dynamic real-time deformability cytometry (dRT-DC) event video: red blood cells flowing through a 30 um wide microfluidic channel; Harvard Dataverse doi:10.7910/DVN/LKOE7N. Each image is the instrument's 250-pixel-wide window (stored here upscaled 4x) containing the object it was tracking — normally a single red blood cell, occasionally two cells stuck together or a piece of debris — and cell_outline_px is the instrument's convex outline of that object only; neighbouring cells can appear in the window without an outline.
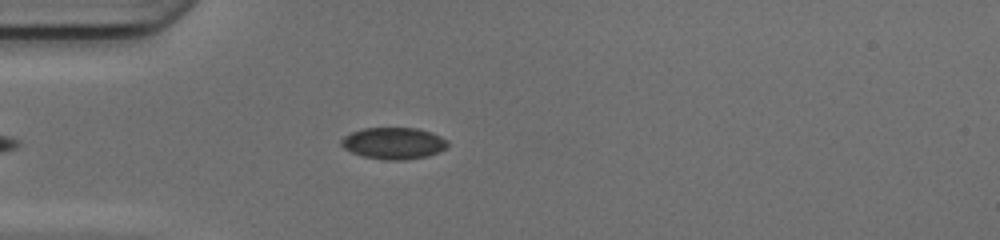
{"species": "common noctule bat (a hibernating species)", "species_latin": "Nyctalus noctula", "temperature_condition": "cold", "stored_images_in_passage": 24, "camera_frame_rate_fps": 3000, "um_per_image_px": 0.085, "animal": {"sex": "female", "body_mass_g": 17.0, "forearm_length_mm": 48.0}, "frame": {"image": 1, "passage_image": 2, "time_ms": 0.333, "image_size_px": [1000, 240], "cell_outline_px": [[448, 144], [444, 148], [436, 152], [424, 156], [404, 160], [384, 160], [364, 156], [352, 152], [344, 148], [340, 144], [340, 140], [344, 136], [352, 132], [364, 128], [416, 128], [440, 136]], "centroid_in_image_um": [33.39, 12.17], "position_along_channel_um": 51.6, "area_um2": 19.19}}
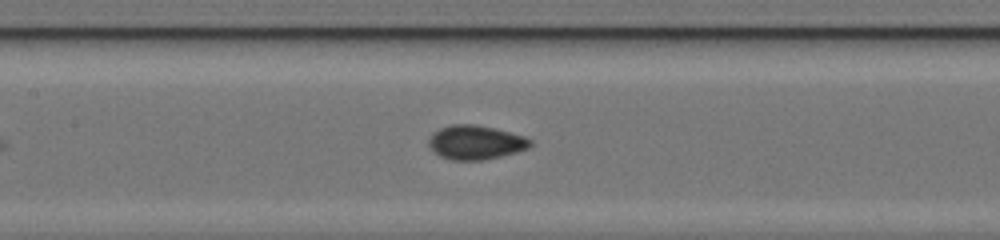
{"frame": {"image": 2, "passage_image": 11, "time_ms": 3.333, "image_size_px": [1000, 240], "cell_outline_px": [[532, 144], [528, 148], [516, 152], [500, 156], [480, 160], [452, 160], [440, 156], [432, 152], [428, 144], [428, 140], [440, 128], [452, 124], [472, 124], [492, 128], [524, 136], [532, 140]], "centroid_in_image_um": [40.41, 12.11], "position_along_channel_um": 167.0, "area_um2": 19.94}}
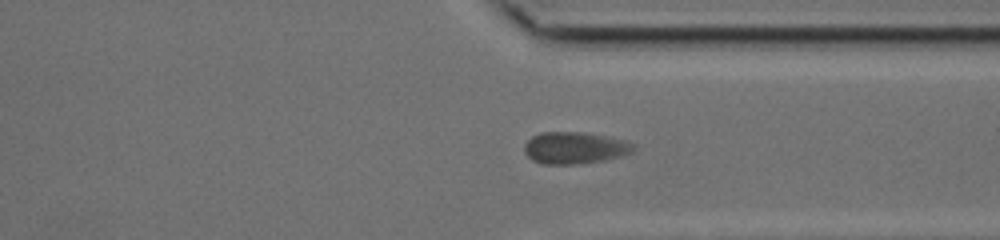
{"frame": {"image": 3, "passage_image": 22, "time_ms": 7.0, "image_size_px": [1000, 240], "cell_outline_px": [[632, 152], [604, 160], [576, 164], [544, 164], [532, 160], [524, 152], [524, 144], [532, 136], [540, 132], [580, 132], [604, 136], [620, 140], [632, 144]], "centroid_in_image_um": [48.75, 12.57], "position_along_channel_um": 362.6, "area_um2": 19.83}}